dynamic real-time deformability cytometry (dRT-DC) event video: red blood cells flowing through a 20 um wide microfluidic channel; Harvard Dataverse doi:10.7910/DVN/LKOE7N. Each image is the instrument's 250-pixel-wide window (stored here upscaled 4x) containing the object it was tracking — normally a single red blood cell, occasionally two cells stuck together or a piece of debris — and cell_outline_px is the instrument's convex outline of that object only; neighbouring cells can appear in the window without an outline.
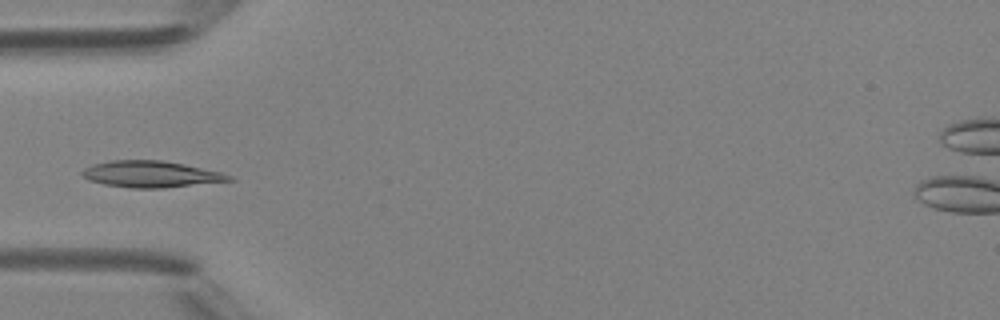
{"species": "Egyptian fruit bat (a non-hibernating species)", "species_latin": "Rousettus aegyptiacus", "temperature_condition": "room temperature", "stored_images_in_passage": 5, "camera_frame_rate_fps": 3000, "um_per_image_px": 0.085, "animal": {"sex": "female"}, "frame": {"image": 1, "passage_image": 4, "time_ms": 3.667, "image_size_px": [1000, 320], "cell_outline_px": [[236, 180], [164, 188], [132, 188], [104, 184], [88, 180], [80, 172], [84, 168], [92, 164], [112, 160], [160, 160], [184, 164], [220, 172], [232, 176]], "centroid_in_image_um": [12.82, 14.8], "position_along_channel_um": 72.2, "area_um2": 22.6}}
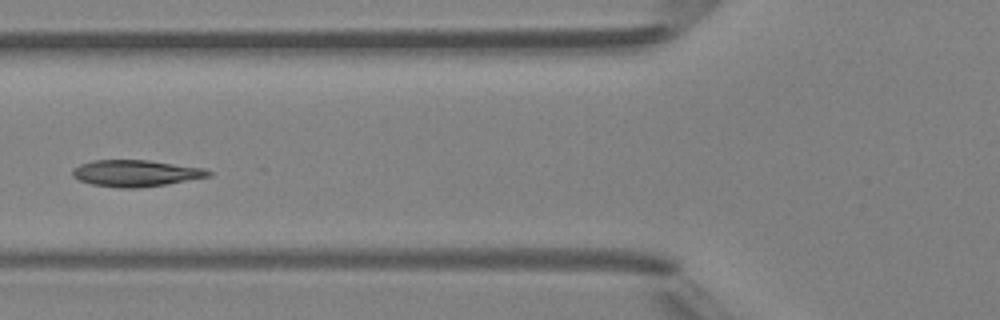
{"frame": {"image": 2, "passage_image": 5, "time_ms": 4.667, "image_size_px": [1000, 320], "cell_outline_px": [[212, 176], [168, 184], [136, 188], [120, 188], [92, 184], [80, 180], [72, 176], [72, 172], [80, 164], [92, 160], [148, 160], [204, 168], [212, 172]], "centroid_in_image_um": [11.58, 14.72], "position_along_channel_um": 114.2, "area_um2": 20.98}}